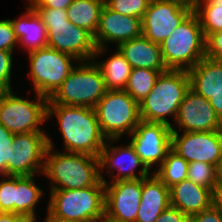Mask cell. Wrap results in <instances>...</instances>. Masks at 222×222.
<instances>
[{
  "mask_svg": "<svg viewBox=\"0 0 222 222\" xmlns=\"http://www.w3.org/2000/svg\"><path fill=\"white\" fill-rule=\"evenodd\" d=\"M165 71H156L148 68H133L124 90L138 103L151 92L160 75Z\"/></svg>",
  "mask_w": 222,
  "mask_h": 222,
  "instance_id": "cell-27",
  "label": "cell"
},
{
  "mask_svg": "<svg viewBox=\"0 0 222 222\" xmlns=\"http://www.w3.org/2000/svg\"><path fill=\"white\" fill-rule=\"evenodd\" d=\"M91 62V63H90ZM95 59L80 61L47 104H63L94 108L107 92L104 77Z\"/></svg>",
  "mask_w": 222,
  "mask_h": 222,
  "instance_id": "cell-6",
  "label": "cell"
},
{
  "mask_svg": "<svg viewBox=\"0 0 222 222\" xmlns=\"http://www.w3.org/2000/svg\"><path fill=\"white\" fill-rule=\"evenodd\" d=\"M74 0H36L33 8L67 9Z\"/></svg>",
  "mask_w": 222,
  "mask_h": 222,
  "instance_id": "cell-39",
  "label": "cell"
},
{
  "mask_svg": "<svg viewBox=\"0 0 222 222\" xmlns=\"http://www.w3.org/2000/svg\"><path fill=\"white\" fill-rule=\"evenodd\" d=\"M141 35L142 23L140 18L124 16L104 5L100 13L98 28L93 36L97 47L93 57L95 59L107 51V42H115L118 46L122 42Z\"/></svg>",
  "mask_w": 222,
  "mask_h": 222,
  "instance_id": "cell-15",
  "label": "cell"
},
{
  "mask_svg": "<svg viewBox=\"0 0 222 222\" xmlns=\"http://www.w3.org/2000/svg\"><path fill=\"white\" fill-rule=\"evenodd\" d=\"M192 11V0H151L141 19L142 35L161 44Z\"/></svg>",
  "mask_w": 222,
  "mask_h": 222,
  "instance_id": "cell-11",
  "label": "cell"
},
{
  "mask_svg": "<svg viewBox=\"0 0 222 222\" xmlns=\"http://www.w3.org/2000/svg\"><path fill=\"white\" fill-rule=\"evenodd\" d=\"M30 72L28 76L33 82L35 92L48 99L61 86L75 68L72 62H78L75 57L59 52L50 47L40 48L28 53Z\"/></svg>",
  "mask_w": 222,
  "mask_h": 222,
  "instance_id": "cell-9",
  "label": "cell"
},
{
  "mask_svg": "<svg viewBox=\"0 0 222 222\" xmlns=\"http://www.w3.org/2000/svg\"><path fill=\"white\" fill-rule=\"evenodd\" d=\"M35 176H16L15 213L25 216L31 222H36L35 207L44 195L35 184Z\"/></svg>",
  "mask_w": 222,
  "mask_h": 222,
  "instance_id": "cell-24",
  "label": "cell"
},
{
  "mask_svg": "<svg viewBox=\"0 0 222 222\" xmlns=\"http://www.w3.org/2000/svg\"><path fill=\"white\" fill-rule=\"evenodd\" d=\"M13 139L14 134L0 123V174L3 176H11V156L14 153Z\"/></svg>",
  "mask_w": 222,
  "mask_h": 222,
  "instance_id": "cell-32",
  "label": "cell"
},
{
  "mask_svg": "<svg viewBox=\"0 0 222 222\" xmlns=\"http://www.w3.org/2000/svg\"><path fill=\"white\" fill-rule=\"evenodd\" d=\"M189 89L188 71L169 69L160 73L151 92L139 103L141 120L171 126L167 117L174 116L176 119L179 106Z\"/></svg>",
  "mask_w": 222,
  "mask_h": 222,
  "instance_id": "cell-3",
  "label": "cell"
},
{
  "mask_svg": "<svg viewBox=\"0 0 222 222\" xmlns=\"http://www.w3.org/2000/svg\"><path fill=\"white\" fill-rule=\"evenodd\" d=\"M36 0H29V5H31L33 2H35ZM28 2V0H27Z\"/></svg>",
  "mask_w": 222,
  "mask_h": 222,
  "instance_id": "cell-47",
  "label": "cell"
},
{
  "mask_svg": "<svg viewBox=\"0 0 222 222\" xmlns=\"http://www.w3.org/2000/svg\"><path fill=\"white\" fill-rule=\"evenodd\" d=\"M172 126L177 125L183 132H210L222 131V120L214 108L205 99L191 88L181 102L178 114Z\"/></svg>",
  "mask_w": 222,
  "mask_h": 222,
  "instance_id": "cell-16",
  "label": "cell"
},
{
  "mask_svg": "<svg viewBox=\"0 0 222 222\" xmlns=\"http://www.w3.org/2000/svg\"><path fill=\"white\" fill-rule=\"evenodd\" d=\"M171 126L161 122L141 120L129 135L130 143L145 166L162 164L171 150Z\"/></svg>",
  "mask_w": 222,
  "mask_h": 222,
  "instance_id": "cell-13",
  "label": "cell"
},
{
  "mask_svg": "<svg viewBox=\"0 0 222 222\" xmlns=\"http://www.w3.org/2000/svg\"><path fill=\"white\" fill-rule=\"evenodd\" d=\"M192 3L205 39L222 30V7L211 5L207 0H192Z\"/></svg>",
  "mask_w": 222,
  "mask_h": 222,
  "instance_id": "cell-29",
  "label": "cell"
},
{
  "mask_svg": "<svg viewBox=\"0 0 222 222\" xmlns=\"http://www.w3.org/2000/svg\"><path fill=\"white\" fill-rule=\"evenodd\" d=\"M15 190L16 176L4 175L0 180V212L15 213Z\"/></svg>",
  "mask_w": 222,
  "mask_h": 222,
  "instance_id": "cell-33",
  "label": "cell"
},
{
  "mask_svg": "<svg viewBox=\"0 0 222 222\" xmlns=\"http://www.w3.org/2000/svg\"><path fill=\"white\" fill-rule=\"evenodd\" d=\"M119 139L106 140L105 146L102 148L99 160L100 171L109 169V173L117 169L118 174L112 176L113 182L118 180H137L149 176V169L136 154L131 143L125 147H114L112 144ZM110 141V143H108ZM112 142V144H111ZM139 175H136L135 170L140 167ZM111 170V171H110Z\"/></svg>",
  "mask_w": 222,
  "mask_h": 222,
  "instance_id": "cell-18",
  "label": "cell"
},
{
  "mask_svg": "<svg viewBox=\"0 0 222 222\" xmlns=\"http://www.w3.org/2000/svg\"><path fill=\"white\" fill-rule=\"evenodd\" d=\"M219 183H222V162H221V166L219 168Z\"/></svg>",
  "mask_w": 222,
  "mask_h": 222,
  "instance_id": "cell-46",
  "label": "cell"
},
{
  "mask_svg": "<svg viewBox=\"0 0 222 222\" xmlns=\"http://www.w3.org/2000/svg\"><path fill=\"white\" fill-rule=\"evenodd\" d=\"M116 49L133 68H148L167 71L160 44L148 40L144 35L120 43Z\"/></svg>",
  "mask_w": 222,
  "mask_h": 222,
  "instance_id": "cell-19",
  "label": "cell"
},
{
  "mask_svg": "<svg viewBox=\"0 0 222 222\" xmlns=\"http://www.w3.org/2000/svg\"><path fill=\"white\" fill-rule=\"evenodd\" d=\"M211 5L222 7V0H207Z\"/></svg>",
  "mask_w": 222,
  "mask_h": 222,
  "instance_id": "cell-45",
  "label": "cell"
},
{
  "mask_svg": "<svg viewBox=\"0 0 222 222\" xmlns=\"http://www.w3.org/2000/svg\"><path fill=\"white\" fill-rule=\"evenodd\" d=\"M0 222H31L23 215L13 212H0Z\"/></svg>",
  "mask_w": 222,
  "mask_h": 222,
  "instance_id": "cell-41",
  "label": "cell"
},
{
  "mask_svg": "<svg viewBox=\"0 0 222 222\" xmlns=\"http://www.w3.org/2000/svg\"><path fill=\"white\" fill-rule=\"evenodd\" d=\"M48 211L58 218L98 222L105 214V185L50 190Z\"/></svg>",
  "mask_w": 222,
  "mask_h": 222,
  "instance_id": "cell-7",
  "label": "cell"
},
{
  "mask_svg": "<svg viewBox=\"0 0 222 222\" xmlns=\"http://www.w3.org/2000/svg\"><path fill=\"white\" fill-rule=\"evenodd\" d=\"M44 222H89V221L69 220V219L58 218L56 216H53L47 210V217L45 218Z\"/></svg>",
  "mask_w": 222,
  "mask_h": 222,
  "instance_id": "cell-43",
  "label": "cell"
},
{
  "mask_svg": "<svg viewBox=\"0 0 222 222\" xmlns=\"http://www.w3.org/2000/svg\"><path fill=\"white\" fill-rule=\"evenodd\" d=\"M154 222H189V217L179 209L169 206Z\"/></svg>",
  "mask_w": 222,
  "mask_h": 222,
  "instance_id": "cell-38",
  "label": "cell"
},
{
  "mask_svg": "<svg viewBox=\"0 0 222 222\" xmlns=\"http://www.w3.org/2000/svg\"><path fill=\"white\" fill-rule=\"evenodd\" d=\"M18 43L10 19L0 20V50L14 51Z\"/></svg>",
  "mask_w": 222,
  "mask_h": 222,
  "instance_id": "cell-35",
  "label": "cell"
},
{
  "mask_svg": "<svg viewBox=\"0 0 222 222\" xmlns=\"http://www.w3.org/2000/svg\"><path fill=\"white\" fill-rule=\"evenodd\" d=\"M189 222H222V215L211 205L204 211L189 216Z\"/></svg>",
  "mask_w": 222,
  "mask_h": 222,
  "instance_id": "cell-37",
  "label": "cell"
},
{
  "mask_svg": "<svg viewBox=\"0 0 222 222\" xmlns=\"http://www.w3.org/2000/svg\"><path fill=\"white\" fill-rule=\"evenodd\" d=\"M169 206V188L155 174L142 178V197L135 222H154Z\"/></svg>",
  "mask_w": 222,
  "mask_h": 222,
  "instance_id": "cell-20",
  "label": "cell"
},
{
  "mask_svg": "<svg viewBox=\"0 0 222 222\" xmlns=\"http://www.w3.org/2000/svg\"><path fill=\"white\" fill-rule=\"evenodd\" d=\"M151 0H106L105 5L124 16L142 19Z\"/></svg>",
  "mask_w": 222,
  "mask_h": 222,
  "instance_id": "cell-31",
  "label": "cell"
},
{
  "mask_svg": "<svg viewBox=\"0 0 222 222\" xmlns=\"http://www.w3.org/2000/svg\"><path fill=\"white\" fill-rule=\"evenodd\" d=\"M47 29V46L81 61L94 59L93 35L68 20L66 9L33 8Z\"/></svg>",
  "mask_w": 222,
  "mask_h": 222,
  "instance_id": "cell-4",
  "label": "cell"
},
{
  "mask_svg": "<svg viewBox=\"0 0 222 222\" xmlns=\"http://www.w3.org/2000/svg\"><path fill=\"white\" fill-rule=\"evenodd\" d=\"M12 51L0 50V92L12 91Z\"/></svg>",
  "mask_w": 222,
  "mask_h": 222,
  "instance_id": "cell-34",
  "label": "cell"
},
{
  "mask_svg": "<svg viewBox=\"0 0 222 222\" xmlns=\"http://www.w3.org/2000/svg\"><path fill=\"white\" fill-rule=\"evenodd\" d=\"M47 141L43 175L49 177L51 190L105 185V178L100 173L99 157L82 153L54 152V145L49 136Z\"/></svg>",
  "mask_w": 222,
  "mask_h": 222,
  "instance_id": "cell-2",
  "label": "cell"
},
{
  "mask_svg": "<svg viewBox=\"0 0 222 222\" xmlns=\"http://www.w3.org/2000/svg\"><path fill=\"white\" fill-rule=\"evenodd\" d=\"M142 197V178L105 180V214L122 222H135Z\"/></svg>",
  "mask_w": 222,
  "mask_h": 222,
  "instance_id": "cell-17",
  "label": "cell"
},
{
  "mask_svg": "<svg viewBox=\"0 0 222 222\" xmlns=\"http://www.w3.org/2000/svg\"><path fill=\"white\" fill-rule=\"evenodd\" d=\"M171 149L188 163L204 162L218 168L222 162V131L183 132L171 127Z\"/></svg>",
  "mask_w": 222,
  "mask_h": 222,
  "instance_id": "cell-12",
  "label": "cell"
},
{
  "mask_svg": "<svg viewBox=\"0 0 222 222\" xmlns=\"http://www.w3.org/2000/svg\"><path fill=\"white\" fill-rule=\"evenodd\" d=\"M209 103L214 108L219 118L222 120V90L212 94V97L209 99Z\"/></svg>",
  "mask_w": 222,
  "mask_h": 222,
  "instance_id": "cell-42",
  "label": "cell"
},
{
  "mask_svg": "<svg viewBox=\"0 0 222 222\" xmlns=\"http://www.w3.org/2000/svg\"><path fill=\"white\" fill-rule=\"evenodd\" d=\"M206 57L222 61V30L206 39Z\"/></svg>",
  "mask_w": 222,
  "mask_h": 222,
  "instance_id": "cell-36",
  "label": "cell"
},
{
  "mask_svg": "<svg viewBox=\"0 0 222 222\" xmlns=\"http://www.w3.org/2000/svg\"><path fill=\"white\" fill-rule=\"evenodd\" d=\"M98 222H122V221L115 220V219L107 216L106 214H104Z\"/></svg>",
  "mask_w": 222,
  "mask_h": 222,
  "instance_id": "cell-44",
  "label": "cell"
},
{
  "mask_svg": "<svg viewBox=\"0 0 222 222\" xmlns=\"http://www.w3.org/2000/svg\"><path fill=\"white\" fill-rule=\"evenodd\" d=\"M96 64L102 72L107 90H124L132 67L118 49L107 60Z\"/></svg>",
  "mask_w": 222,
  "mask_h": 222,
  "instance_id": "cell-26",
  "label": "cell"
},
{
  "mask_svg": "<svg viewBox=\"0 0 222 222\" xmlns=\"http://www.w3.org/2000/svg\"><path fill=\"white\" fill-rule=\"evenodd\" d=\"M94 109L107 140L130 135L141 121L139 103L125 90H107Z\"/></svg>",
  "mask_w": 222,
  "mask_h": 222,
  "instance_id": "cell-8",
  "label": "cell"
},
{
  "mask_svg": "<svg viewBox=\"0 0 222 222\" xmlns=\"http://www.w3.org/2000/svg\"><path fill=\"white\" fill-rule=\"evenodd\" d=\"M169 195L170 206L179 209L188 217L200 213L212 205V192L189 179L169 188Z\"/></svg>",
  "mask_w": 222,
  "mask_h": 222,
  "instance_id": "cell-21",
  "label": "cell"
},
{
  "mask_svg": "<svg viewBox=\"0 0 222 222\" xmlns=\"http://www.w3.org/2000/svg\"><path fill=\"white\" fill-rule=\"evenodd\" d=\"M187 179L212 192L219 182V168L209 163L190 162L188 165Z\"/></svg>",
  "mask_w": 222,
  "mask_h": 222,
  "instance_id": "cell-30",
  "label": "cell"
},
{
  "mask_svg": "<svg viewBox=\"0 0 222 222\" xmlns=\"http://www.w3.org/2000/svg\"><path fill=\"white\" fill-rule=\"evenodd\" d=\"M188 74L190 88L205 99L209 100L212 94L222 90V61L204 57L188 70Z\"/></svg>",
  "mask_w": 222,
  "mask_h": 222,
  "instance_id": "cell-23",
  "label": "cell"
},
{
  "mask_svg": "<svg viewBox=\"0 0 222 222\" xmlns=\"http://www.w3.org/2000/svg\"><path fill=\"white\" fill-rule=\"evenodd\" d=\"M104 5V0H74L66 9L68 20L94 36Z\"/></svg>",
  "mask_w": 222,
  "mask_h": 222,
  "instance_id": "cell-25",
  "label": "cell"
},
{
  "mask_svg": "<svg viewBox=\"0 0 222 222\" xmlns=\"http://www.w3.org/2000/svg\"><path fill=\"white\" fill-rule=\"evenodd\" d=\"M189 163L172 149L159 168L153 172L168 188L187 179Z\"/></svg>",
  "mask_w": 222,
  "mask_h": 222,
  "instance_id": "cell-28",
  "label": "cell"
},
{
  "mask_svg": "<svg viewBox=\"0 0 222 222\" xmlns=\"http://www.w3.org/2000/svg\"><path fill=\"white\" fill-rule=\"evenodd\" d=\"M54 115L58 119L65 152L99 157L107 139L101 132L94 108L47 104V120Z\"/></svg>",
  "mask_w": 222,
  "mask_h": 222,
  "instance_id": "cell-1",
  "label": "cell"
},
{
  "mask_svg": "<svg viewBox=\"0 0 222 222\" xmlns=\"http://www.w3.org/2000/svg\"><path fill=\"white\" fill-rule=\"evenodd\" d=\"M212 205L222 215V183L218 182L217 186L212 191Z\"/></svg>",
  "mask_w": 222,
  "mask_h": 222,
  "instance_id": "cell-40",
  "label": "cell"
},
{
  "mask_svg": "<svg viewBox=\"0 0 222 222\" xmlns=\"http://www.w3.org/2000/svg\"><path fill=\"white\" fill-rule=\"evenodd\" d=\"M46 132L14 134L11 156V176H29L43 173L48 148Z\"/></svg>",
  "mask_w": 222,
  "mask_h": 222,
  "instance_id": "cell-14",
  "label": "cell"
},
{
  "mask_svg": "<svg viewBox=\"0 0 222 222\" xmlns=\"http://www.w3.org/2000/svg\"><path fill=\"white\" fill-rule=\"evenodd\" d=\"M10 21L18 44L26 47L28 52L47 47V29L31 5L27 6L24 15Z\"/></svg>",
  "mask_w": 222,
  "mask_h": 222,
  "instance_id": "cell-22",
  "label": "cell"
},
{
  "mask_svg": "<svg viewBox=\"0 0 222 222\" xmlns=\"http://www.w3.org/2000/svg\"><path fill=\"white\" fill-rule=\"evenodd\" d=\"M168 69L188 71L206 57V39L197 14L192 11L161 44Z\"/></svg>",
  "mask_w": 222,
  "mask_h": 222,
  "instance_id": "cell-5",
  "label": "cell"
},
{
  "mask_svg": "<svg viewBox=\"0 0 222 222\" xmlns=\"http://www.w3.org/2000/svg\"><path fill=\"white\" fill-rule=\"evenodd\" d=\"M35 94L37 99L30 101L12 91L0 92V123L10 133L44 132L40 125L47 120L48 98Z\"/></svg>",
  "mask_w": 222,
  "mask_h": 222,
  "instance_id": "cell-10",
  "label": "cell"
}]
</instances>
